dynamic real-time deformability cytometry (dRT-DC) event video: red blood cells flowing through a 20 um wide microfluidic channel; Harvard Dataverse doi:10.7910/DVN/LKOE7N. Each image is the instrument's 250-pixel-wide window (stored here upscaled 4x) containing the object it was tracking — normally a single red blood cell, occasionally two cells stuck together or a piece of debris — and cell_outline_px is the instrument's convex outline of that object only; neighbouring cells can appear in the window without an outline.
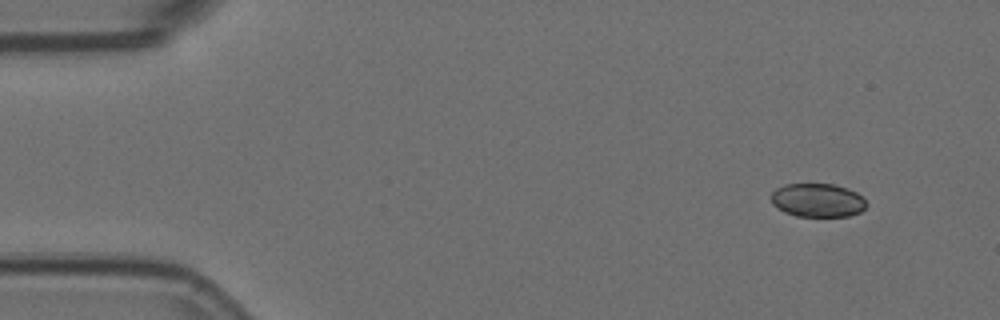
{"species": "Egyptian fruit bat (a non-hibernating species)", "species_latin": "Rousettus aegyptiacus", "temperature_condition": "room temperature", "stored_images_in_passage": 4, "camera_frame_rate_fps": 3000, "um_per_image_px": 0.085, "animal": {"sex": "female"}, "frame": {"image": 1, "passage_image": 1, "time_ms": 0.0, "image_size_px": [1000, 320], "cell_outline_px": [[868, 204], [860, 212], [848, 216], [796, 216], [784, 212], [772, 204], [772, 192], [776, 188], [784, 184], [836, 184], [848, 188], [864, 196]], "centroid_in_image_um": [69.53, 17.01], "position_along_channel_um": 15.5, "area_um2": 18.84}}
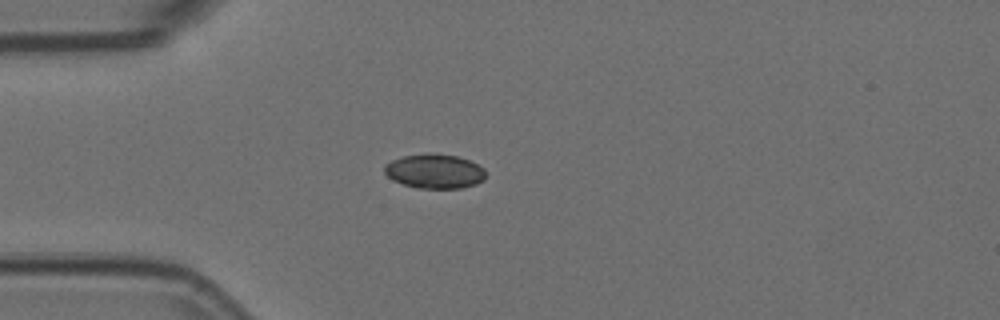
{"frame": {"image": 2, "passage_image": 3, "time_ms": 0.667, "image_size_px": [1000, 320], "cell_outline_px": [[484, 180], [476, 184], [460, 188], [416, 188], [392, 180], [384, 172], [384, 164], [392, 160], [404, 156], [424, 152], [428, 152], [456, 156], [468, 160], [484, 168]], "centroid_in_image_um": [36.91, 14.55], "position_along_channel_um": 48.1, "area_um2": 20.35}}